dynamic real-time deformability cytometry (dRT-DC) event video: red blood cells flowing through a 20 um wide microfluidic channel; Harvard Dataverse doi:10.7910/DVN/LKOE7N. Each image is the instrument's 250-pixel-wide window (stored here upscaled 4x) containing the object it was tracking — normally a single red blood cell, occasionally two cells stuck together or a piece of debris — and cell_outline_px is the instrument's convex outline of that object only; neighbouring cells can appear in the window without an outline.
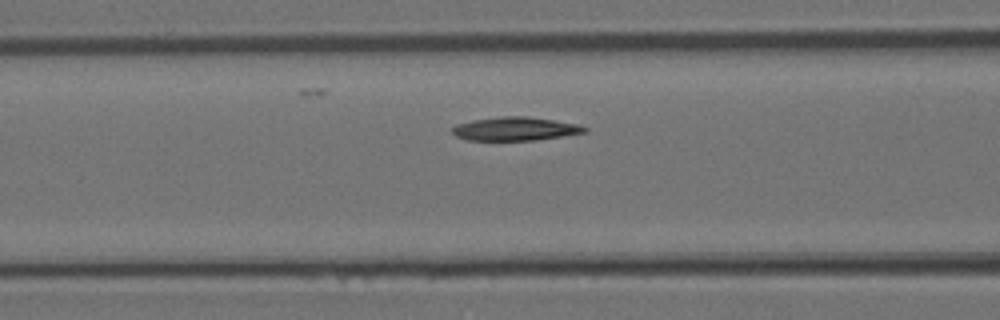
{"species": "Egyptian fruit bat (a non-hibernating species)", "species_latin": "Rousettus aegyptiacus", "temperature_condition": "room temperature", "stored_images_in_passage": 5, "camera_frame_rate_fps": 3000, "um_per_image_px": 0.085, "animal": {"sex": "female"}, "frame": {"image": 1, "passage_image": 5, "time_ms": 1.333, "image_size_px": [1000, 320], "cell_outline_px": [[588, 132], [564, 136], [536, 140], [468, 140], [456, 136], [452, 132], [452, 128], [456, 124], [472, 120], [500, 116], [528, 116], [576, 124], [588, 128]], "centroid_in_image_um": [43.79, 10.95], "position_along_channel_um": 122.8, "area_um2": 18.15}}